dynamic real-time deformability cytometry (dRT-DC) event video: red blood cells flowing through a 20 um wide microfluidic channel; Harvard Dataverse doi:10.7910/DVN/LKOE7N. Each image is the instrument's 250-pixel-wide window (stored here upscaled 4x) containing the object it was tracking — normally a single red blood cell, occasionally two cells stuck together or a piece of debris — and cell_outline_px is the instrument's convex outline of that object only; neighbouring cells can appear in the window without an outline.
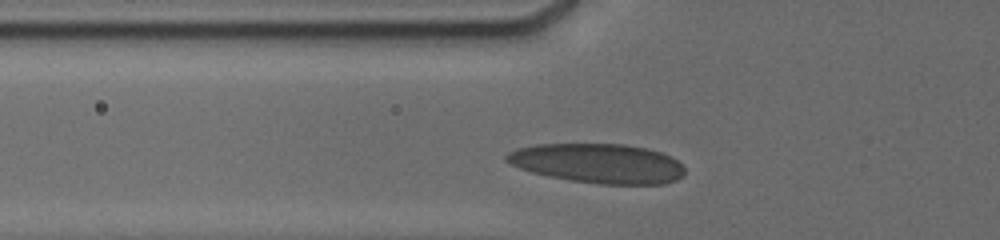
{"species": "human", "species_latin": "Homo sapiens", "temperature_condition": "cold", "stored_images_in_passage": 5, "camera_frame_rate_fps": 3000, "um_per_image_px": 0.085, "donor": {"sex": "male"}, "frame": {"image": 1, "passage_image": 4, "time_ms": 1.333, "image_size_px": [1000, 240], "cell_outline_px": [[684, 176], [676, 180], [664, 184], [600, 184], [572, 180], [548, 176], [532, 172], [520, 168], [504, 160], [504, 156], [508, 152], [516, 148], [536, 144], [624, 144], [648, 148], [672, 156], [684, 168]], "centroid_in_image_um": [50.84, 13.88], "position_along_channel_um": 75.0, "area_um2": 41.15}}